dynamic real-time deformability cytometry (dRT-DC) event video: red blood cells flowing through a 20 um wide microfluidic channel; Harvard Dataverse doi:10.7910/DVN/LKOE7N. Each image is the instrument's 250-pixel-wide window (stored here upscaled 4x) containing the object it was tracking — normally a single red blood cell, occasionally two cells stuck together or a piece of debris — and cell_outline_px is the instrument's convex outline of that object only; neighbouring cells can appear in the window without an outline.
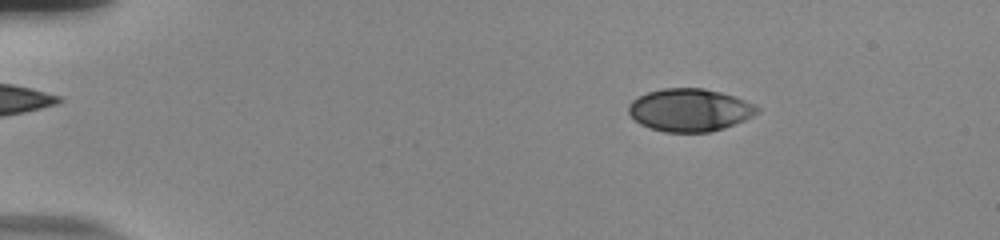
{"species": "human", "species_latin": "Homo sapiens", "temperature_condition": "room temperature", "stored_images_in_passage": 55, "camera_frame_rate_fps": 3000, "um_per_image_px": 0.085, "donor": {"sex": "male"}, "frame": {"image": 1, "passage_image": 9, "time_ms": 2.667, "image_size_px": [1000, 240], "cell_outline_px": [[760, 112], [744, 120], [724, 128], [708, 132], [664, 132], [648, 128], [640, 124], [628, 112], [628, 104], [632, 100], [648, 92], [664, 88], [704, 88], [720, 92], [756, 104], [760, 108]], "centroid_in_image_um": [58.63, 9.35], "position_along_channel_um": 26.4, "area_um2": 32.02}}
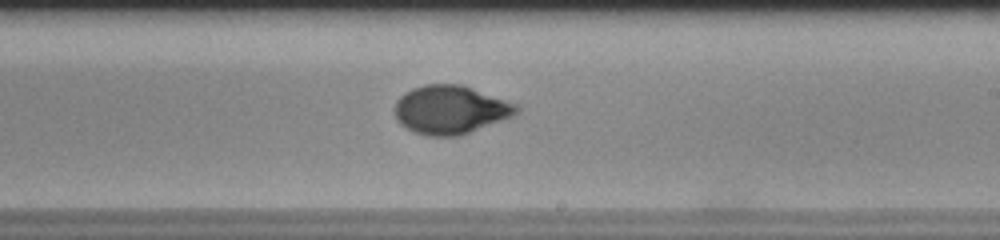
{"frame": {"image": 2, "passage_image": 34, "time_ms": 11.0, "image_size_px": [1000, 240], "cell_outline_px": [[520, 112], [512, 116], [464, 136], [428, 136], [416, 132], [400, 124], [396, 120], [396, 100], [404, 92], [412, 88], [424, 84], [460, 84], [516, 104], [520, 108]], "centroid_in_image_um": [38.29, 9.34], "position_along_channel_um": 250.7, "area_um2": 34.45}}
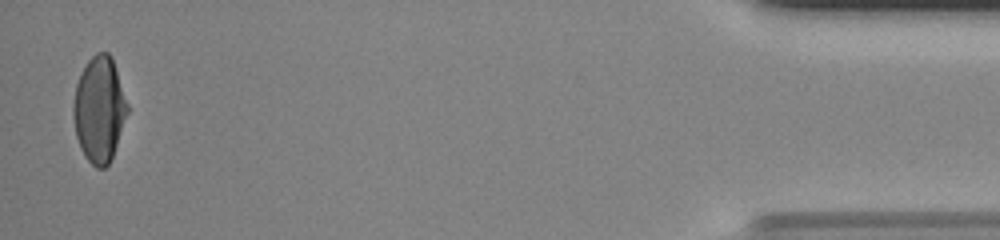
{"frame": {"image": 3, "passage_image": 54, "time_ms": 17.667, "image_size_px": [1000, 240], "cell_outline_px": [[128, 112], [112, 156], [108, 164], [104, 168], [96, 168], [88, 160], [80, 148], [76, 136], [72, 112], [72, 108], [76, 84], [88, 60], [96, 52], [108, 52], [112, 56], [128, 104]], "centroid_in_image_um": [8.43, 9.28], "position_along_channel_um": 426.8, "area_um2": 33.12}, "authors_computed_cell_mechanics": {"area_um2": 33.235, "velocity_mm_per_s": 3.7958, "shape_relaxation_time_tau1_ms": 4.4827, "shape_relaxation_time_tau2_ms": null, "deformation_change_tau1": 0.1796, "deformation_change_tau2": null}}